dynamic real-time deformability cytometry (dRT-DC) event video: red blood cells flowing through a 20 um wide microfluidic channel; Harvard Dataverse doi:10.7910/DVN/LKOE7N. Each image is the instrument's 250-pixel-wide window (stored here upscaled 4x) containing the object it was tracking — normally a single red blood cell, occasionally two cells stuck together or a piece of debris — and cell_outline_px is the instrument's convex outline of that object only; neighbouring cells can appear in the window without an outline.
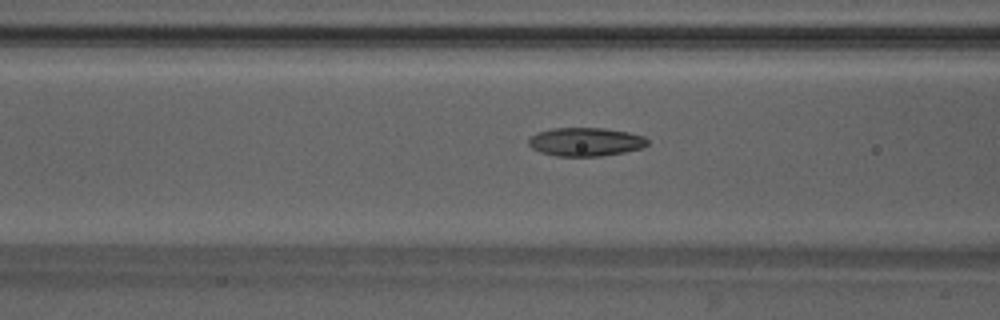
{"species": "Egyptian fruit bat (a non-hibernating species)", "species_latin": "Rousettus aegyptiacus", "temperature_condition": "warm", "stored_images_in_passage": 35, "camera_frame_rate_fps": 3000, "um_per_image_px": 0.085, "animal": {"sex": "male"}, "frame": {"image": 1, "passage_image": 6, "time_ms": 1.667, "image_size_px": [1000, 320], "cell_outline_px": [[648, 144], [644, 148], [624, 152], [600, 156], [556, 156], [540, 152], [532, 148], [528, 144], [528, 140], [536, 132], [552, 128], [604, 128], [628, 132], [644, 136], [648, 140]], "centroid_in_image_um": [49.78, 12.05], "position_along_channel_um": 116.8, "area_um2": 19.88}}
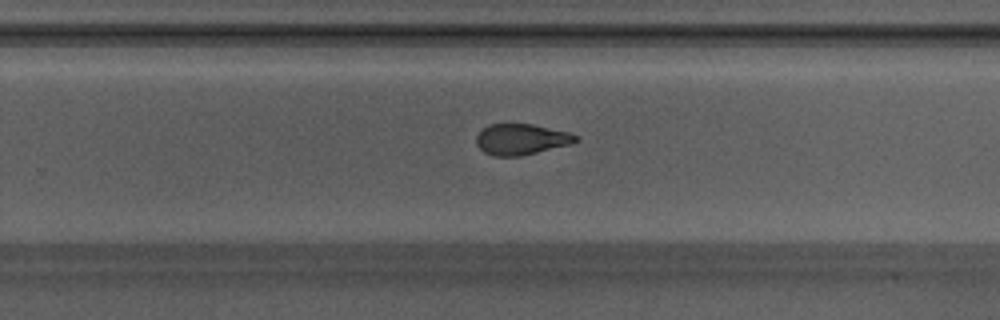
{"frame": {"image": 2, "passage_image": 18, "time_ms": 5.667, "image_size_px": [1000, 320], "cell_outline_px": [[580, 140], [572, 144], [520, 156], [496, 156], [484, 152], [476, 144], [476, 136], [488, 124], [532, 124], [572, 132], [580, 136]], "centroid_in_image_um": [44.37, 11.83], "position_along_channel_um": 285.4, "area_um2": 18.09}}
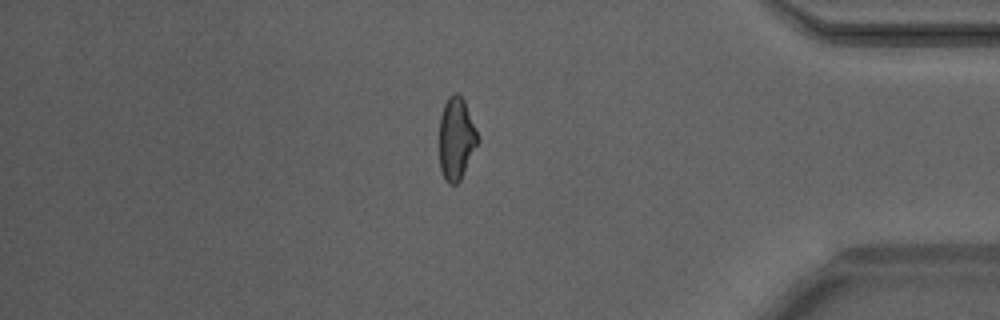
{"frame": {"image": 3, "passage_image": 28, "time_ms": 9.0, "image_size_px": [1000, 320], "cell_outline_px": [[480, 140], [460, 180], [456, 184], [448, 184], [440, 168], [440, 116], [444, 104], [448, 96], [456, 92], [464, 100]], "centroid_in_image_um": [38.79, 11.78], "position_along_channel_um": 396.4, "area_um2": 18.26}, "authors_computed_cell_mechanics": {"area_um2": 18.9006, "velocity_mm_per_s": 4.219, "shape_relaxation_time_tau1_ms": 7.5236, "shape_relaxation_time_tau2_ms": 2.2524, "deformation_change_tau1": 0.1944, "deformation_change_tau2": 0.0979}}